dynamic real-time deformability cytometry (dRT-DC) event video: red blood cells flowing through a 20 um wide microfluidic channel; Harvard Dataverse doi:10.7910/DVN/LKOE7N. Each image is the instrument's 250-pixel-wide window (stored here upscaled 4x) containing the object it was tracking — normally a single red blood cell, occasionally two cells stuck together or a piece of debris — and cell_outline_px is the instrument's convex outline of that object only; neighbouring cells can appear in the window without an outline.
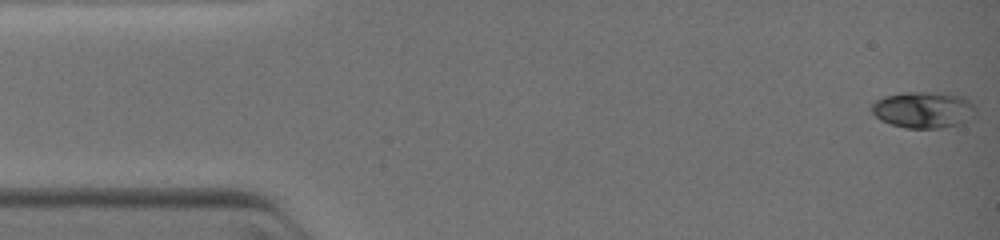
{"species": "common noctule bat (a hibernating species)", "species_latin": "Nyctalus noctula", "temperature_condition": "warm", "stored_images_in_passage": 6, "camera_frame_rate_fps": 3000, "um_per_image_px": 0.085, "animal": {"sex": "female", "body_mass_g": 19.0, "forearm_length_mm": 51.5}, "frame": {"image": 1, "passage_image": 1, "time_ms": 0.0, "image_size_px": [1000, 240], "cell_outline_px": [[976, 116], [960, 124], [940, 128], [904, 128], [880, 120], [872, 112], [872, 104], [876, 100], [884, 96], [904, 92], [944, 92], [964, 96], [976, 108]], "centroid_in_image_um": [78.53, 9.32], "position_along_channel_um": 6.5, "area_um2": 22.37}}
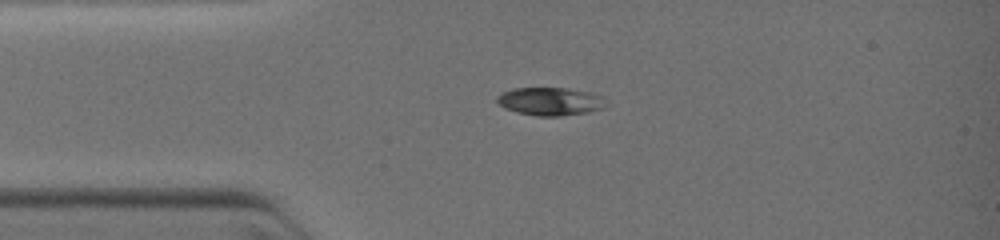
{"frame": {"image": 2, "passage_image": 4, "time_ms": 2.667, "image_size_px": [1000, 240], "cell_outline_px": [[604, 108], [588, 112], [560, 116], [536, 116], [516, 112], [504, 108], [496, 100], [496, 96], [512, 88], [568, 88], [592, 92], [604, 96]], "centroid_in_image_um": [46.78, 8.61], "position_along_channel_um": 38.2, "area_um2": 17.92}}
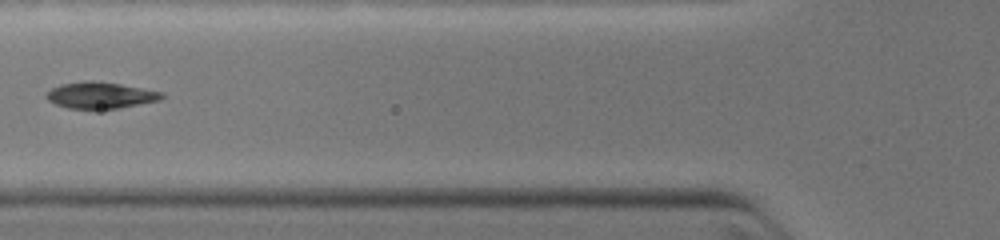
{"frame": {"image": 3, "passage_image": 6, "time_ms": 4.667, "image_size_px": [1000, 240], "cell_outline_px": [[164, 96], [160, 100], [120, 108], [68, 108], [56, 104], [48, 100], [44, 96], [52, 88], [60, 84], [84, 80], [92, 80], [120, 84], [164, 92]], "centroid_in_image_um": [8.53, 8.08], "position_along_channel_um": 117.3, "area_um2": 17.69}}